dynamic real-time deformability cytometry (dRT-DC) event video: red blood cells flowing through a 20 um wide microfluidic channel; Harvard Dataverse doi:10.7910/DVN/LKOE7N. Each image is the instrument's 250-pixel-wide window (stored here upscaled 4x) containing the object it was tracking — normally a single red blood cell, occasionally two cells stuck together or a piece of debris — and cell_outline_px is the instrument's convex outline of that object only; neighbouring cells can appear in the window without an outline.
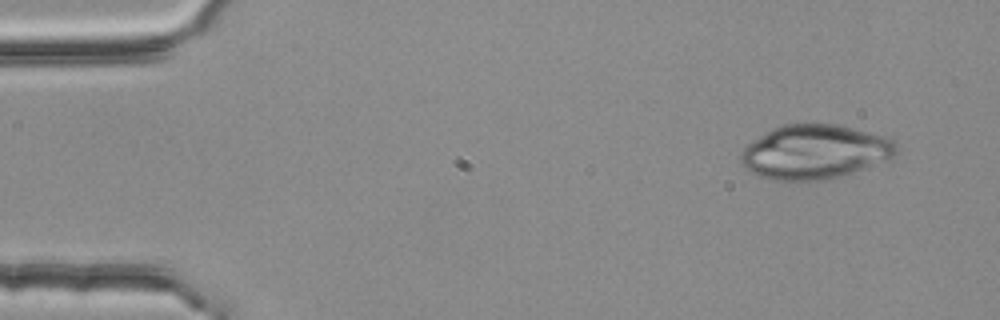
{"species": "common noctule bat (a hibernating species)", "species_latin": "Nyctalus noctula", "temperature_condition": "room temperature", "stored_images_in_passage": 3, "camera_frame_rate_fps": 3000, "um_per_image_px": 0.085, "animal": {"sex": "female", "body_mass_g": 25.1}, "frame": {"image": 1, "passage_image": 1, "time_ms": 0.0, "image_size_px": [1000, 320], "cell_outline_px": [[896, 156], [892, 160], [840, 176], [824, 180], [776, 180], [760, 176], [752, 172], [740, 164], [740, 152], [752, 140], [772, 128], [784, 124], [836, 124], [884, 136], [892, 140], [896, 144]], "centroid_in_image_um": [69.26, 12.91], "position_along_channel_um": 15.7, "area_um2": 49.19}}